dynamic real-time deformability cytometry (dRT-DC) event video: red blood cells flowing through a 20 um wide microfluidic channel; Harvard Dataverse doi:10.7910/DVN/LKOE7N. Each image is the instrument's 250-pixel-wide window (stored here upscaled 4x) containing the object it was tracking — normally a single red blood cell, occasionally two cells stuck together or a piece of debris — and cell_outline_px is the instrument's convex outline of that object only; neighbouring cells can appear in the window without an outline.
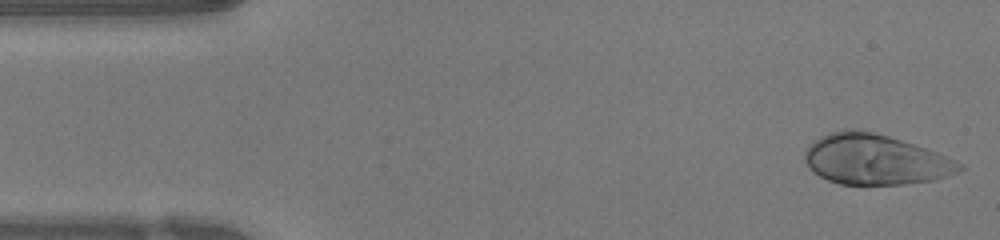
{"species": "human", "species_latin": "Homo sapiens", "temperature_condition": "warm", "stored_images_in_passage": 46, "camera_frame_rate_fps": 3000, "um_per_image_px": 0.085, "donor": {"sex": "female"}, "frame": {"image": 1, "passage_image": 1, "time_ms": 0.0, "image_size_px": [1000, 240], "cell_outline_px": [[964, 168], [948, 176], [936, 180], [904, 184], [840, 184], [828, 180], [820, 176], [804, 160], [804, 152], [820, 136], [828, 132], [844, 128], [856, 128], [876, 132], [936, 152], [960, 164]], "centroid_in_image_um": [74.36, 13.54], "position_along_channel_um": 10.6, "area_um2": 44.91}}
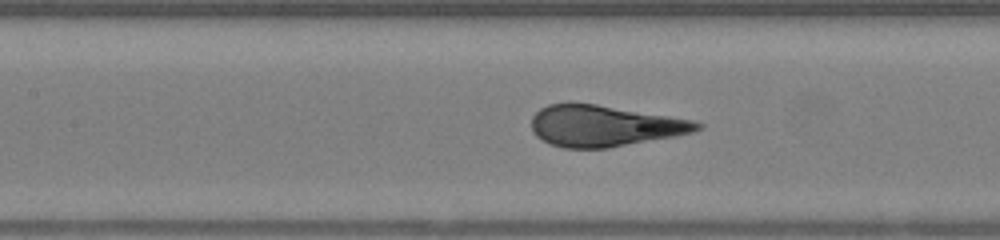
{"frame": {"image": 2, "passage_image": 19, "time_ms": 6.0, "image_size_px": [1000, 240], "cell_outline_px": [[704, 128], [692, 132], [676, 136], [608, 148], [564, 148], [552, 144], [536, 136], [532, 132], [532, 116], [540, 108], [548, 104], [568, 100], [596, 104], [696, 120], [704, 124]], "centroid_in_image_um": [51.37, 10.67], "position_along_channel_um": 156.0, "area_um2": 40.34}}
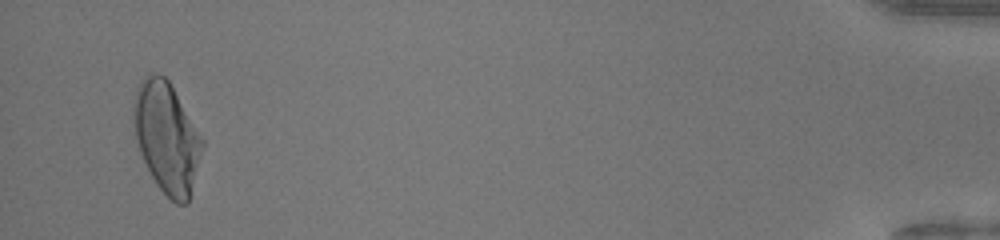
{"frame": {"image": 3, "passage_image": 44, "time_ms": 14.333, "image_size_px": [1000, 240], "cell_outline_px": [[204, 144], [188, 204], [176, 204], [156, 184], [140, 152], [136, 140], [136, 92], [144, 76], [152, 72], [156, 72], [164, 76], [168, 80], [204, 140]], "centroid_in_image_um": [14.22, 11.71], "position_along_channel_um": 421.0, "area_um2": 43.12}, "authors_computed_cell_mechanics": {"area_um2": 41.0958, "velocity_mm_per_s": 4.2695, "shape_relaxation_time_tau1_ms": 4.2274, "shape_relaxation_time_tau2_ms": null, "deformation_change_tau1": 0.2569, "deformation_change_tau2": null}}